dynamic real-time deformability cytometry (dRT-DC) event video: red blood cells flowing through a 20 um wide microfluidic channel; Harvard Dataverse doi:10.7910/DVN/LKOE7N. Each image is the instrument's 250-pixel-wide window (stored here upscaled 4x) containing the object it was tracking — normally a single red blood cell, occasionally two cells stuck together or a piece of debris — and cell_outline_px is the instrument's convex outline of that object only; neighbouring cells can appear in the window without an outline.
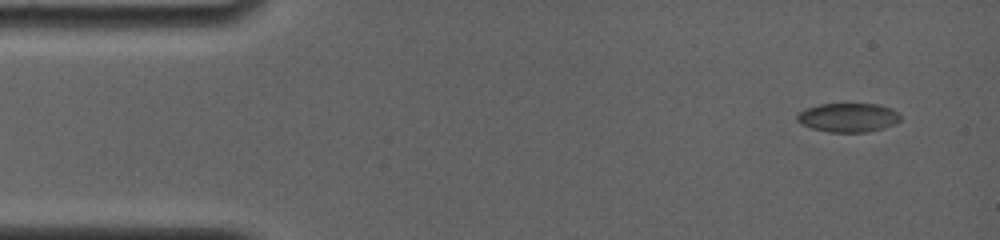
{"species": "common noctule bat (a hibernating species)", "species_latin": "Nyctalus noctula", "temperature_condition": "room temperature", "stored_images_in_passage": 10, "camera_frame_rate_fps": 4000, "um_per_image_px": 0.085, "animal": {"sex": "female", "body_mass_g": 19.0, "forearm_length_mm": 56.7}, "frame": {"image": 1, "passage_image": 1, "time_ms": 0.0, "image_size_px": [1000, 240], "cell_outline_px": [[900, 120], [896, 124], [884, 128], [868, 132], [828, 132], [812, 128], [800, 124], [796, 120], [796, 116], [800, 112], [808, 108], [820, 104], [876, 104], [888, 108], [896, 112], [900, 116]], "centroid_in_image_um": [72.08, 10.0], "position_along_channel_um": 12.9, "area_um2": 17.34}}
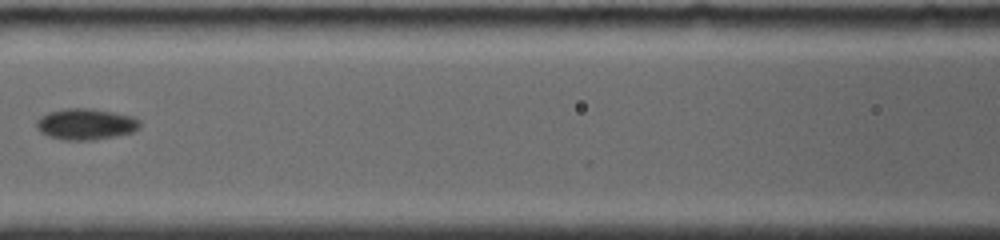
{"frame": {"image": 2, "passage_image": 9, "time_ms": 6.5, "image_size_px": [1000, 240], "cell_outline_px": [[140, 128], [132, 132], [92, 140], [64, 140], [48, 136], [40, 132], [36, 128], [36, 124], [40, 116], [48, 112], [68, 108], [88, 108], [112, 112], [132, 116], [140, 120]], "centroid_in_image_um": [7.27, 10.55], "position_along_channel_um": 159.3, "area_um2": 18.67}}
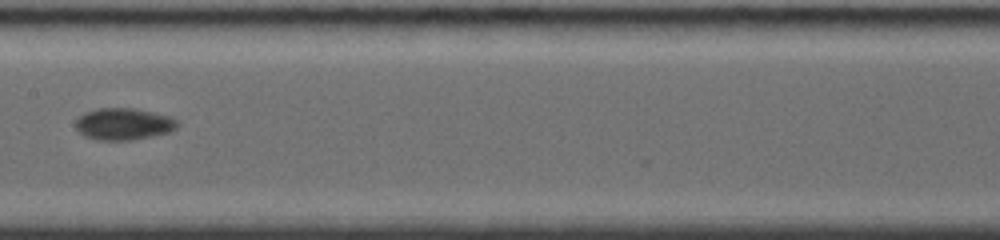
{"frame": {"image": 3, "passage_image": 10, "time_ms": 7.5, "image_size_px": [1000, 240], "cell_outline_px": [[176, 128], [168, 132], [152, 136], [132, 140], [100, 140], [84, 136], [76, 128], [76, 120], [80, 116], [88, 112], [100, 108], [132, 108], [152, 112], [168, 116], [176, 120]], "centroid_in_image_um": [10.49, 10.55], "position_along_channel_um": 196.9, "area_um2": 18.5}}